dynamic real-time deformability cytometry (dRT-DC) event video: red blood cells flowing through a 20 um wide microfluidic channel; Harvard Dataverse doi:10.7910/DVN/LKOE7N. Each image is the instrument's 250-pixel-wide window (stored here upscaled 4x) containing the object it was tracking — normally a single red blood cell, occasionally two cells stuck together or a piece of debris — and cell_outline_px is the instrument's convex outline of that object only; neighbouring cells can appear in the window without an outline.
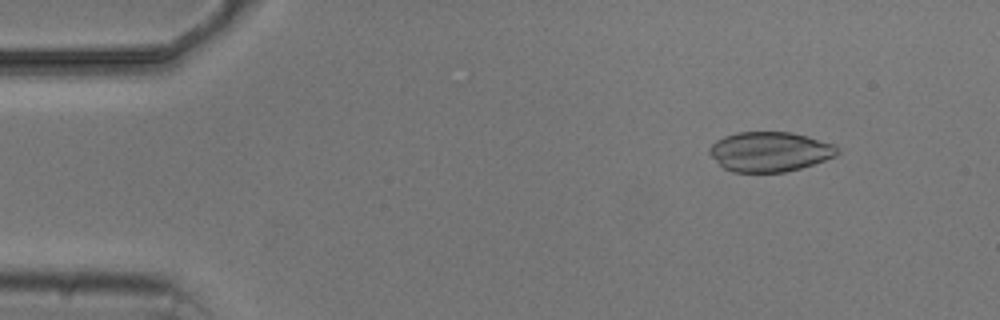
{"species": "common noctule bat (a hibernating species)", "species_latin": "Nyctalus noctula", "temperature_condition": "cold", "stored_images_in_passage": 2, "camera_frame_rate_fps": 3000, "um_per_image_px": 0.085, "animal": {"sex": "male", "body_mass_g": 20.5, "forearm_length_mm": 52.5}, "frame": {"image": 1, "passage_image": 2, "time_ms": 2.0, "image_size_px": [1000, 320], "cell_outline_px": [[840, 152], [836, 156], [800, 168], [784, 172], [732, 172], [724, 168], [708, 152], [708, 148], [716, 140], [724, 136], [736, 132], [792, 132], [808, 136], [836, 144], [840, 148]], "centroid_in_image_um": [65.46, 12.88], "position_along_channel_um": 19.5, "area_um2": 29.82}}